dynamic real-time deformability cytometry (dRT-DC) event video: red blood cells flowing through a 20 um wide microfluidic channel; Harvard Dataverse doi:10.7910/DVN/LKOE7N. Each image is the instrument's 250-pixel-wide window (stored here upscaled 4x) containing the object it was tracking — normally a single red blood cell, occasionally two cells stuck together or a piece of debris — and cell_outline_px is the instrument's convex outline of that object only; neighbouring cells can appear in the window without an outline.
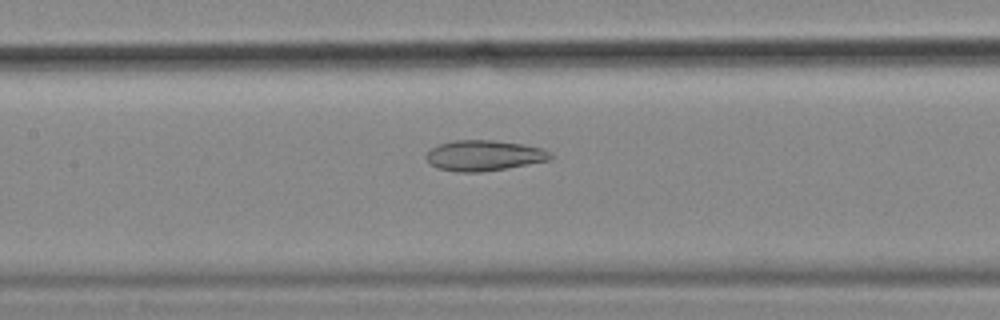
{"species": "common noctule bat (a hibernating species)", "species_latin": "Nyctalus noctula", "temperature_condition": "cold", "stored_images_in_passage": 37, "camera_frame_rate_fps": 3000, "um_per_image_px": 0.085, "animal": {"sex": "female", "body_mass_g": 18.4}, "frame": {"image": 1, "passage_image": 14, "time_ms": 4.333, "image_size_px": [1000, 320], "cell_outline_px": [[552, 156], [548, 160], [504, 168], [480, 172], [460, 172], [440, 168], [432, 164], [424, 156], [432, 148], [440, 144], [456, 140], [496, 140], [520, 144], [540, 148], [548, 152]], "centroid_in_image_um": [41.1, 13.21], "position_along_channel_um": 166.3, "area_um2": 21.5}}
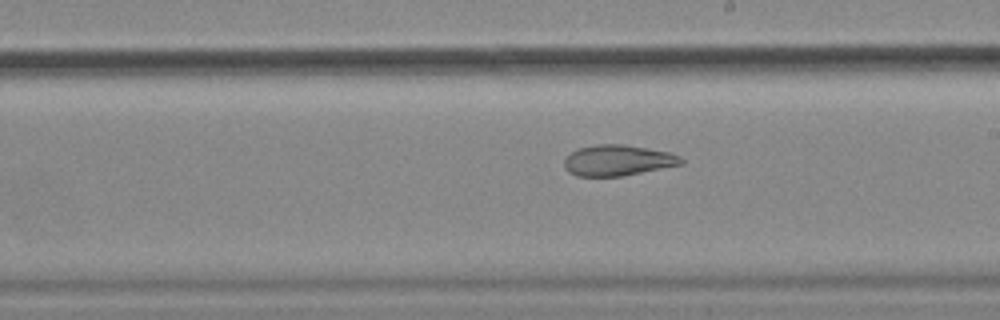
{"frame": {"image": 2, "passage_image": 20, "time_ms": 6.333, "image_size_px": [1000, 320], "cell_outline_px": [[684, 164], [620, 176], [576, 176], [568, 172], [564, 168], [564, 160], [572, 152], [580, 148], [596, 144], [624, 144], [648, 148], [668, 152], [680, 156], [684, 160]], "centroid_in_image_um": [52.51, 13.63], "position_along_channel_um": 236.5, "area_um2": 20.92}}
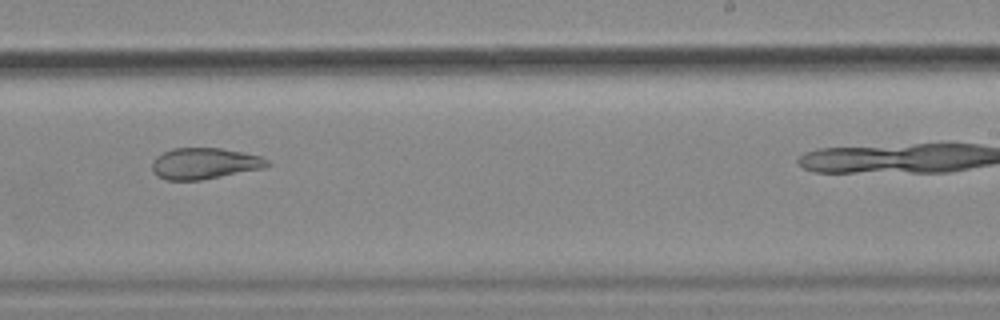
{"frame": {"image": 3, "passage_image": 23, "time_ms": 7.333, "image_size_px": [1000, 320], "cell_outline_px": [[272, 164], [264, 168], [200, 180], [168, 180], [156, 176], [152, 172], [152, 164], [156, 156], [172, 148], [220, 148], [260, 156], [268, 160]], "centroid_in_image_um": [17.36, 13.9], "position_along_channel_um": 271.6, "area_um2": 20.87}, "authors_computed_cell_mechanics": {"area_um2": 22.3686, "velocity_mm_per_s": 3.537, "shape_relaxation_time_tau1_ms": null, "shape_relaxation_time_tau2_ms": 4.7874, "deformation_change_tau1": null, "deformation_change_tau2": 0.1359}}